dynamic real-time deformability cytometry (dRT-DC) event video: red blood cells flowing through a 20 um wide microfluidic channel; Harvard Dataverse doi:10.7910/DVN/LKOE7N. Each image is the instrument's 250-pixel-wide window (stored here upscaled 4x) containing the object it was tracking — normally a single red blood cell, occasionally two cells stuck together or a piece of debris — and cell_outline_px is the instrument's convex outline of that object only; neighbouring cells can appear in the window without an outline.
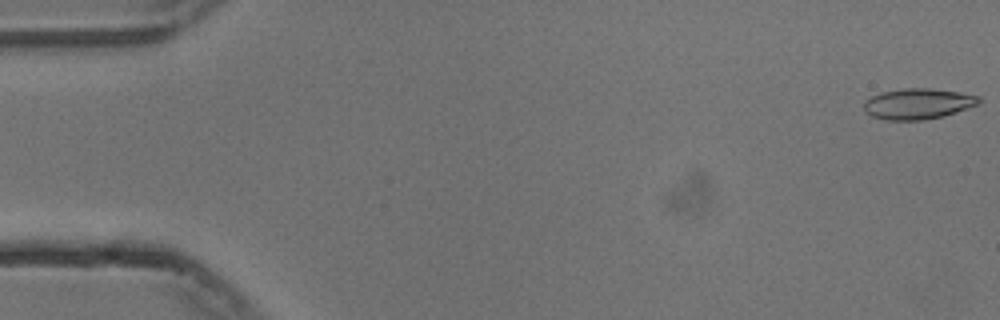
{"species": "common noctule bat (a hibernating species)", "species_latin": "Nyctalus noctula", "temperature_condition": "cold", "stored_images_in_passage": 12, "camera_frame_rate_fps": 3000, "um_per_image_px": 0.085, "animal": {"sex": "male", "body_mass_g": 13.3}, "frame": {"image": 1, "passage_image": 1, "time_ms": 0.0, "image_size_px": [1000, 320], "cell_outline_px": [[980, 104], [944, 116], [924, 120], [884, 120], [872, 116], [864, 108], [864, 100], [872, 96], [884, 92], [904, 88], [928, 88], [956, 92], [980, 96]], "centroid_in_image_um": [78.04, 8.83], "position_along_channel_um": 7.0, "area_um2": 20.46}}